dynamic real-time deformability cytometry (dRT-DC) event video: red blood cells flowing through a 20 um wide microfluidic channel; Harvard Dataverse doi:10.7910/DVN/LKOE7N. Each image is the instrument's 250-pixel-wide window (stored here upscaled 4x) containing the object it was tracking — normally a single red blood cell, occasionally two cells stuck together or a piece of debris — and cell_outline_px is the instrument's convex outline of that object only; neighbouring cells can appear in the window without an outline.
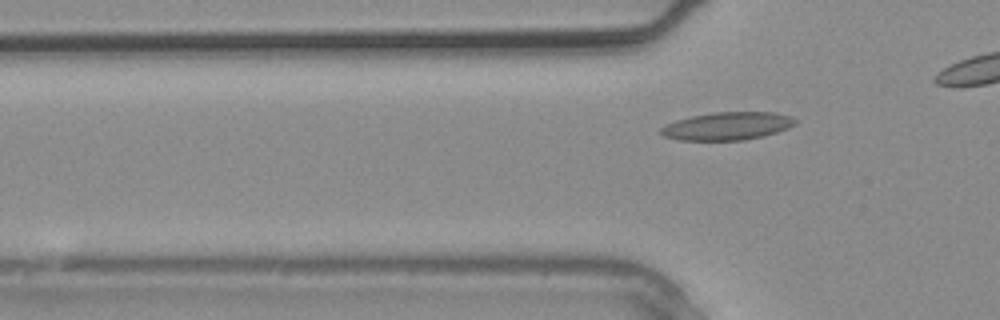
{"species": "common noctule bat (a hibernating species)", "species_latin": "Nyctalus noctula", "temperature_condition": "warm", "stored_images_in_passage": 2, "camera_frame_rate_fps": 3000, "um_per_image_px": 0.085, "animal": {"sex": "male", "body_mass_g": 20.4}, "frame": {"image": 1, "passage_image": 2, "time_ms": 0.333, "image_size_px": [1000, 320], "cell_outline_px": [[796, 124], [788, 128], [764, 136], [744, 140], [680, 140], [664, 136], [660, 132], [660, 128], [664, 124], [676, 120], [692, 116], [712, 112], [776, 112], [788, 116], [796, 120]], "centroid_in_image_um": [61.8, 10.71], "position_along_channel_um": 64.0, "area_um2": 21.85}}